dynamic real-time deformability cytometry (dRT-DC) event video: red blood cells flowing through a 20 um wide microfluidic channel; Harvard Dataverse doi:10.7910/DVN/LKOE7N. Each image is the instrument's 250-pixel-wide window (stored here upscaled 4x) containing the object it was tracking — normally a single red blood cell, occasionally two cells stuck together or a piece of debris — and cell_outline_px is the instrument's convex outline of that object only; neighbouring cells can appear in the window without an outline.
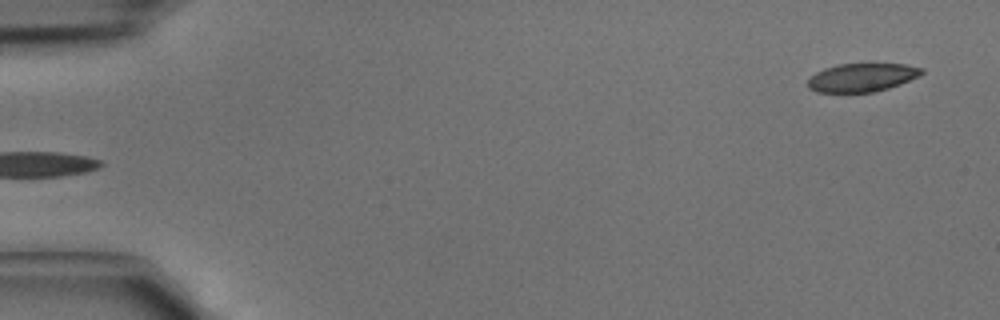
{"species": "common noctule bat (a hibernating species)", "species_latin": "Nyctalus noctula", "temperature_condition": "cold", "stored_images_in_passage": 4, "camera_frame_rate_fps": 3000, "um_per_image_px": 0.085, "animal": {"sex": "male", "body_mass_g": 15.6}, "frame": {"image": 1, "passage_image": 4, "time_ms": 1.0, "image_size_px": [1000, 320], "cell_outline_px": [[924, 72], [920, 76], [900, 84], [876, 92], [816, 92], [808, 88], [808, 80], [816, 72], [824, 68], [836, 64], [908, 64], [924, 68]], "centroid_in_image_um": [73.29, 6.58], "position_along_channel_um": 11.7, "area_um2": 18.96}}